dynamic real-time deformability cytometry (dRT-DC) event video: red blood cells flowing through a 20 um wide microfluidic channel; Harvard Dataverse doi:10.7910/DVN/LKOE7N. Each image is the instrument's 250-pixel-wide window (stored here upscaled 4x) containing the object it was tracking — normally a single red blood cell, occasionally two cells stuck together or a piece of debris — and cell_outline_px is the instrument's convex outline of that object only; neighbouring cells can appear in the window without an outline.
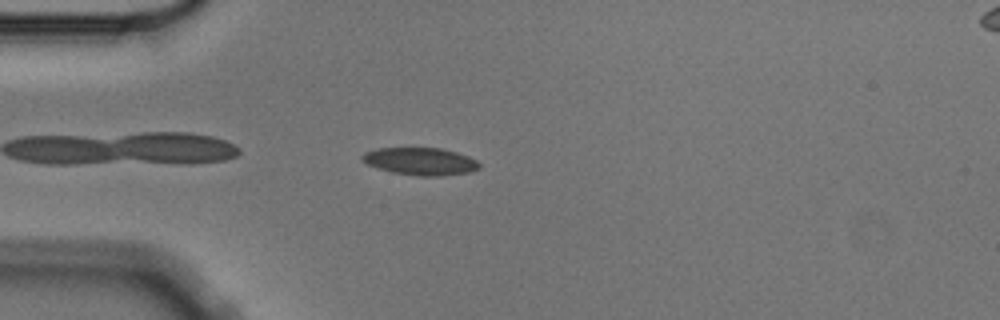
{"species": "Egyptian fruit bat (a non-hibernating species)", "species_latin": "Rousettus aegyptiacus", "temperature_condition": "cold", "stored_images_in_passage": 5, "camera_frame_rate_fps": 3000, "um_per_image_px": 0.085, "animal": {"sex": "male"}, "frame": {"image": 1, "passage_image": 4, "time_ms": 1.0, "image_size_px": [1000, 320], "cell_outline_px": [[480, 168], [472, 172], [440, 176], [420, 176], [392, 172], [368, 164], [360, 160], [360, 156], [364, 152], [376, 148], [440, 148], [456, 152], [468, 156], [476, 160], [480, 164]], "centroid_in_image_um": [35.74, 13.71], "position_along_channel_um": 49.3, "area_um2": 18.79}}